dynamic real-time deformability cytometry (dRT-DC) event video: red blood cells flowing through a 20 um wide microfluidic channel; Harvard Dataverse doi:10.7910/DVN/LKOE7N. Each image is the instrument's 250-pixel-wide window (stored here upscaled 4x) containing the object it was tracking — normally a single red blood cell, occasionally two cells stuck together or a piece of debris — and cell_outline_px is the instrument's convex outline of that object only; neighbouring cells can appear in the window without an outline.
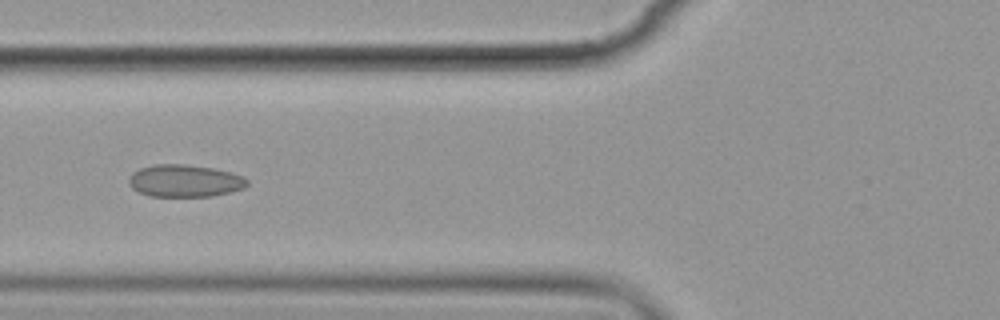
{"species": "common noctule bat (a hibernating species)", "species_latin": "Nyctalus noctula", "temperature_condition": "cold", "stored_images_in_passage": 12, "camera_frame_rate_fps": 3000, "um_per_image_px": 0.085, "animal": {"sex": "female", "body_mass_g": 19.9}, "frame": {"image": 1, "passage_image": 6, "time_ms": 6.667, "image_size_px": [1000, 320], "cell_outline_px": [[248, 184], [244, 188], [212, 196], [148, 196], [132, 188], [128, 184], [128, 180], [132, 172], [140, 168], [152, 164], [184, 164], [212, 168], [232, 172], [244, 176], [248, 180]], "centroid_in_image_um": [15.69, 15.36], "position_along_channel_um": 110.1, "area_um2": 22.37}}
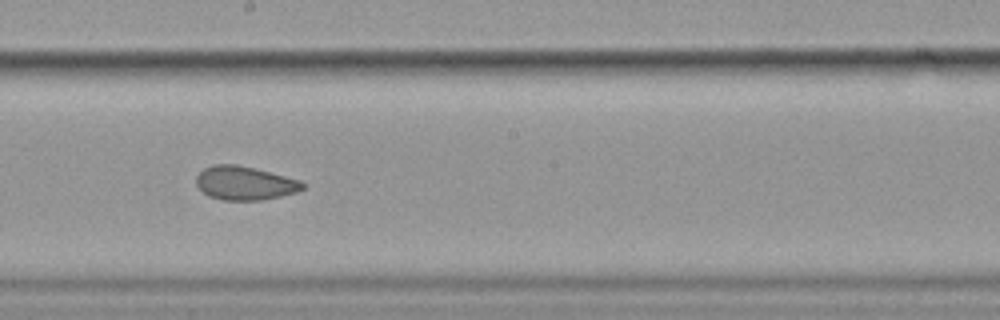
{"frame": {"image": 2, "passage_image": 9, "time_ms": 10.0, "image_size_px": [1000, 320], "cell_outline_px": [[304, 188], [296, 192], [280, 196], [260, 200], [224, 200], [208, 196], [196, 184], [196, 176], [204, 168], [212, 164], [236, 164], [300, 180], [304, 184]], "centroid_in_image_um": [20.77, 15.56], "position_along_channel_um": 227.4, "area_um2": 20.63}}
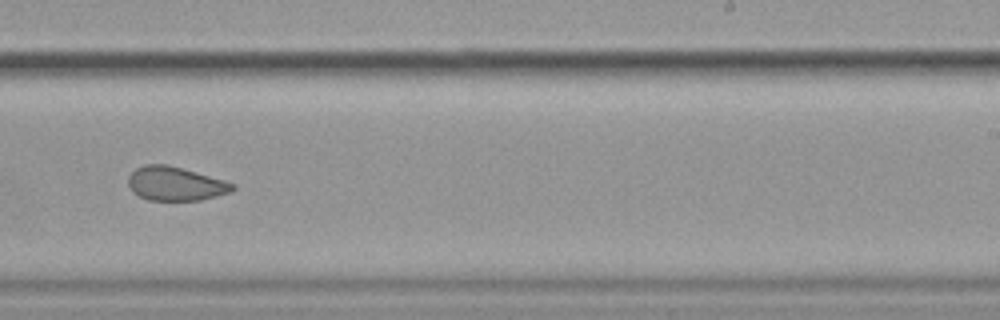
{"frame": {"image": 3, "passage_image": 10, "time_ms": 11.333, "image_size_px": [1000, 320], "cell_outline_px": [[236, 188], [228, 192], [216, 196], [200, 200], [148, 200], [132, 192], [128, 184], [128, 176], [136, 168], [144, 164], [168, 164], [224, 180], [236, 184]], "centroid_in_image_um": [14.89, 15.61], "position_along_channel_um": 274.1, "area_um2": 20.58}}